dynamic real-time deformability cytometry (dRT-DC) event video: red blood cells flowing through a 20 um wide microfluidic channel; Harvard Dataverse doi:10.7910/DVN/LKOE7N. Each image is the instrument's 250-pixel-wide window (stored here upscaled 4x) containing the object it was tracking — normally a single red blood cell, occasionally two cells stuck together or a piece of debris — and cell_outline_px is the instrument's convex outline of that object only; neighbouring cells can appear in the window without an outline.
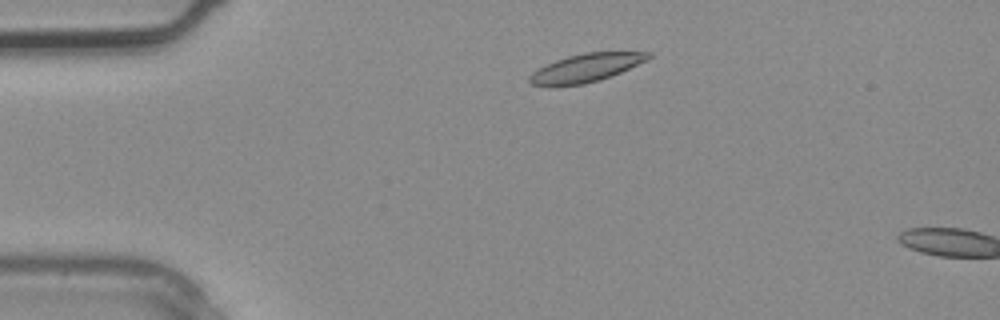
{"species": "common noctule bat (a hibernating species)", "species_latin": "Nyctalus noctula", "temperature_condition": "warm", "stored_images_in_passage": 2, "camera_frame_rate_fps": 3000, "um_per_image_px": 0.085, "animal": {"sex": "male", "body_mass_g": 20.4}, "frame": {"image": 1, "passage_image": 1, "time_ms": 0.0, "image_size_px": [1000, 320], "cell_outline_px": [[652, 56], [648, 60], [612, 76], [600, 80], [584, 84], [532, 84], [528, 80], [528, 76], [532, 72], [556, 60], [568, 56], [584, 52], [652, 52]], "centroid_in_image_um": [49.89, 5.74], "position_along_channel_um": 35.1, "area_um2": 19.13}}